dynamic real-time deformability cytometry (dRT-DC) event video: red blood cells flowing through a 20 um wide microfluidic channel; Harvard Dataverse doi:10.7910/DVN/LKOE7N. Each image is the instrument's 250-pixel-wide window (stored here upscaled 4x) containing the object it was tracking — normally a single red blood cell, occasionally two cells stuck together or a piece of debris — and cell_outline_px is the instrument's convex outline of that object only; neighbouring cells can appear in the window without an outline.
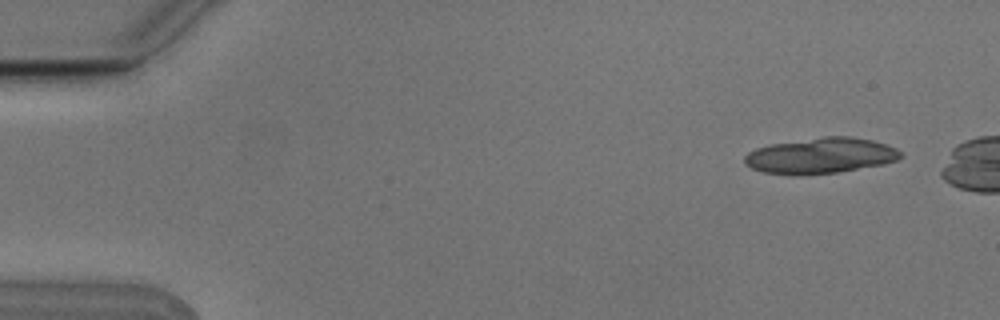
{"species": "Egyptian fruit bat (a non-hibernating species)", "species_latin": "Rousettus aegyptiacus", "temperature_condition": "cold", "stored_images_in_passage": 7, "camera_frame_rate_fps": 3000, "um_per_image_px": 0.085, "animal": {"sex": "male"}, "frame": {"image": 1, "passage_image": 2, "time_ms": 0.333, "image_size_px": [1000, 320], "cell_outline_px": [[900, 156], [896, 160], [884, 164], [836, 172], [796, 176], [788, 176], [764, 172], [752, 168], [744, 164], [744, 156], [748, 152], [756, 148], [772, 144], [824, 136], [848, 136], [872, 140], [896, 148], [900, 152]], "centroid_in_image_um": [69.7, 13.24], "position_along_channel_um": 15.3, "area_um2": 32.43}}